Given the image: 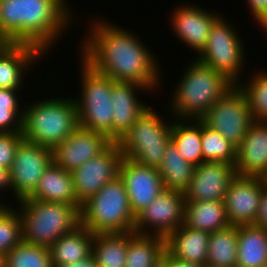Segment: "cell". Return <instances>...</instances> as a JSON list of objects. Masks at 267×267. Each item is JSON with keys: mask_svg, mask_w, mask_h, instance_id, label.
<instances>
[{"mask_svg": "<svg viewBox=\"0 0 267 267\" xmlns=\"http://www.w3.org/2000/svg\"><path fill=\"white\" fill-rule=\"evenodd\" d=\"M52 162L50 148L26 140L19 143L9 170L10 184L17 202L28 198L35 191L44 171Z\"/></svg>", "mask_w": 267, "mask_h": 267, "instance_id": "7c38bea8", "label": "cell"}, {"mask_svg": "<svg viewBox=\"0 0 267 267\" xmlns=\"http://www.w3.org/2000/svg\"><path fill=\"white\" fill-rule=\"evenodd\" d=\"M5 205H6V202H5V203L2 202V201H1V198H0V210H1Z\"/></svg>", "mask_w": 267, "mask_h": 267, "instance_id": "7dc6e473", "label": "cell"}, {"mask_svg": "<svg viewBox=\"0 0 267 267\" xmlns=\"http://www.w3.org/2000/svg\"><path fill=\"white\" fill-rule=\"evenodd\" d=\"M93 240L94 234L83 225L62 235L49 248L53 267H64L91 256Z\"/></svg>", "mask_w": 267, "mask_h": 267, "instance_id": "cb8c5ba5", "label": "cell"}, {"mask_svg": "<svg viewBox=\"0 0 267 267\" xmlns=\"http://www.w3.org/2000/svg\"><path fill=\"white\" fill-rule=\"evenodd\" d=\"M28 198L82 206L76 198L71 172L54 162L44 171L35 191Z\"/></svg>", "mask_w": 267, "mask_h": 267, "instance_id": "603a6c76", "label": "cell"}, {"mask_svg": "<svg viewBox=\"0 0 267 267\" xmlns=\"http://www.w3.org/2000/svg\"><path fill=\"white\" fill-rule=\"evenodd\" d=\"M18 91L20 90L0 88V107L19 109V96L16 95Z\"/></svg>", "mask_w": 267, "mask_h": 267, "instance_id": "f35d334b", "label": "cell"}, {"mask_svg": "<svg viewBox=\"0 0 267 267\" xmlns=\"http://www.w3.org/2000/svg\"><path fill=\"white\" fill-rule=\"evenodd\" d=\"M184 121L175 118L172 123L171 141L186 161L198 166L204 162L201 142L202 122L194 119Z\"/></svg>", "mask_w": 267, "mask_h": 267, "instance_id": "83f0119b", "label": "cell"}, {"mask_svg": "<svg viewBox=\"0 0 267 267\" xmlns=\"http://www.w3.org/2000/svg\"><path fill=\"white\" fill-rule=\"evenodd\" d=\"M81 225L96 233H124L134 231V216L120 176L106 183L80 209Z\"/></svg>", "mask_w": 267, "mask_h": 267, "instance_id": "8992f818", "label": "cell"}, {"mask_svg": "<svg viewBox=\"0 0 267 267\" xmlns=\"http://www.w3.org/2000/svg\"><path fill=\"white\" fill-rule=\"evenodd\" d=\"M197 5L182 4L171 13V28L180 41L194 49L198 55L205 48L210 29L221 16Z\"/></svg>", "mask_w": 267, "mask_h": 267, "instance_id": "ac0fdd59", "label": "cell"}, {"mask_svg": "<svg viewBox=\"0 0 267 267\" xmlns=\"http://www.w3.org/2000/svg\"><path fill=\"white\" fill-rule=\"evenodd\" d=\"M166 252V238L129 232L125 267H153Z\"/></svg>", "mask_w": 267, "mask_h": 267, "instance_id": "4316f807", "label": "cell"}, {"mask_svg": "<svg viewBox=\"0 0 267 267\" xmlns=\"http://www.w3.org/2000/svg\"><path fill=\"white\" fill-rule=\"evenodd\" d=\"M264 177L236 176L225 195L228 222L233 226L254 225L259 210Z\"/></svg>", "mask_w": 267, "mask_h": 267, "instance_id": "5bb4252c", "label": "cell"}, {"mask_svg": "<svg viewBox=\"0 0 267 267\" xmlns=\"http://www.w3.org/2000/svg\"><path fill=\"white\" fill-rule=\"evenodd\" d=\"M169 267H208V266L206 264H196L183 261L169 254Z\"/></svg>", "mask_w": 267, "mask_h": 267, "instance_id": "b9f144b4", "label": "cell"}, {"mask_svg": "<svg viewBox=\"0 0 267 267\" xmlns=\"http://www.w3.org/2000/svg\"><path fill=\"white\" fill-rule=\"evenodd\" d=\"M123 153L113 142L100 155L91 158L71 172L77 201L82 205L106 183L119 176Z\"/></svg>", "mask_w": 267, "mask_h": 267, "instance_id": "4fadbf2b", "label": "cell"}, {"mask_svg": "<svg viewBox=\"0 0 267 267\" xmlns=\"http://www.w3.org/2000/svg\"><path fill=\"white\" fill-rule=\"evenodd\" d=\"M5 267H53L50 250L22 241L5 255Z\"/></svg>", "mask_w": 267, "mask_h": 267, "instance_id": "d6a6232c", "label": "cell"}, {"mask_svg": "<svg viewBox=\"0 0 267 267\" xmlns=\"http://www.w3.org/2000/svg\"><path fill=\"white\" fill-rule=\"evenodd\" d=\"M210 233L182 224L166 238V251L173 257L196 264H206Z\"/></svg>", "mask_w": 267, "mask_h": 267, "instance_id": "7402d4cb", "label": "cell"}, {"mask_svg": "<svg viewBox=\"0 0 267 267\" xmlns=\"http://www.w3.org/2000/svg\"><path fill=\"white\" fill-rule=\"evenodd\" d=\"M28 106L23 108V140L53 150L79 127L77 105L72 98L49 97Z\"/></svg>", "mask_w": 267, "mask_h": 267, "instance_id": "277c9868", "label": "cell"}, {"mask_svg": "<svg viewBox=\"0 0 267 267\" xmlns=\"http://www.w3.org/2000/svg\"><path fill=\"white\" fill-rule=\"evenodd\" d=\"M176 85L170 111L177 119L200 118L235 84L224 74L202 64L196 58Z\"/></svg>", "mask_w": 267, "mask_h": 267, "instance_id": "3957f363", "label": "cell"}, {"mask_svg": "<svg viewBox=\"0 0 267 267\" xmlns=\"http://www.w3.org/2000/svg\"><path fill=\"white\" fill-rule=\"evenodd\" d=\"M113 141L104 133L78 127L53 150V162L72 172L86 161L104 152Z\"/></svg>", "mask_w": 267, "mask_h": 267, "instance_id": "2e32d148", "label": "cell"}, {"mask_svg": "<svg viewBox=\"0 0 267 267\" xmlns=\"http://www.w3.org/2000/svg\"><path fill=\"white\" fill-rule=\"evenodd\" d=\"M129 232L94 234L92 255L98 267H125Z\"/></svg>", "mask_w": 267, "mask_h": 267, "instance_id": "4dcf8cb0", "label": "cell"}, {"mask_svg": "<svg viewBox=\"0 0 267 267\" xmlns=\"http://www.w3.org/2000/svg\"><path fill=\"white\" fill-rule=\"evenodd\" d=\"M237 247V226L229 225L210 233L206 265L208 267H236Z\"/></svg>", "mask_w": 267, "mask_h": 267, "instance_id": "f546056e", "label": "cell"}, {"mask_svg": "<svg viewBox=\"0 0 267 267\" xmlns=\"http://www.w3.org/2000/svg\"><path fill=\"white\" fill-rule=\"evenodd\" d=\"M43 55L44 53L33 45L26 43L10 44L4 51L0 52V88L14 90L23 88L22 83L26 71L31 69L32 64L34 66L37 62H40L38 60H43Z\"/></svg>", "mask_w": 267, "mask_h": 267, "instance_id": "44dd1931", "label": "cell"}, {"mask_svg": "<svg viewBox=\"0 0 267 267\" xmlns=\"http://www.w3.org/2000/svg\"><path fill=\"white\" fill-rule=\"evenodd\" d=\"M90 23L93 26L80 44V56L87 64L114 82L137 83L149 91L159 88L158 58L137 35L102 18Z\"/></svg>", "mask_w": 267, "mask_h": 267, "instance_id": "6da1fadb", "label": "cell"}, {"mask_svg": "<svg viewBox=\"0 0 267 267\" xmlns=\"http://www.w3.org/2000/svg\"><path fill=\"white\" fill-rule=\"evenodd\" d=\"M184 224L212 233L228 227L224 201H185Z\"/></svg>", "mask_w": 267, "mask_h": 267, "instance_id": "d4e9b609", "label": "cell"}, {"mask_svg": "<svg viewBox=\"0 0 267 267\" xmlns=\"http://www.w3.org/2000/svg\"><path fill=\"white\" fill-rule=\"evenodd\" d=\"M152 106L117 141L123 157L139 165L159 168L171 141L172 123L163 120Z\"/></svg>", "mask_w": 267, "mask_h": 267, "instance_id": "52a82bcc", "label": "cell"}, {"mask_svg": "<svg viewBox=\"0 0 267 267\" xmlns=\"http://www.w3.org/2000/svg\"><path fill=\"white\" fill-rule=\"evenodd\" d=\"M184 213V194L180 191L164 189L136 216L134 232L167 238L184 224Z\"/></svg>", "mask_w": 267, "mask_h": 267, "instance_id": "8fae6325", "label": "cell"}, {"mask_svg": "<svg viewBox=\"0 0 267 267\" xmlns=\"http://www.w3.org/2000/svg\"><path fill=\"white\" fill-rule=\"evenodd\" d=\"M250 14H253L255 21L261 25L267 33V0H247Z\"/></svg>", "mask_w": 267, "mask_h": 267, "instance_id": "74e56055", "label": "cell"}, {"mask_svg": "<svg viewBox=\"0 0 267 267\" xmlns=\"http://www.w3.org/2000/svg\"><path fill=\"white\" fill-rule=\"evenodd\" d=\"M202 154L204 162H226L235 164L236 148L219 132L202 123Z\"/></svg>", "mask_w": 267, "mask_h": 267, "instance_id": "836d02e7", "label": "cell"}, {"mask_svg": "<svg viewBox=\"0 0 267 267\" xmlns=\"http://www.w3.org/2000/svg\"><path fill=\"white\" fill-rule=\"evenodd\" d=\"M236 267H267V230L256 225L238 226Z\"/></svg>", "mask_w": 267, "mask_h": 267, "instance_id": "484cf974", "label": "cell"}, {"mask_svg": "<svg viewBox=\"0 0 267 267\" xmlns=\"http://www.w3.org/2000/svg\"><path fill=\"white\" fill-rule=\"evenodd\" d=\"M2 190H12L9 170L4 167H0V193L4 192Z\"/></svg>", "mask_w": 267, "mask_h": 267, "instance_id": "60d3db41", "label": "cell"}, {"mask_svg": "<svg viewBox=\"0 0 267 267\" xmlns=\"http://www.w3.org/2000/svg\"><path fill=\"white\" fill-rule=\"evenodd\" d=\"M222 15L210 29L205 48L195 57L202 64L221 72L234 84H238L246 61L245 47L237 30ZM245 58V59H244ZM244 63V64H243Z\"/></svg>", "mask_w": 267, "mask_h": 267, "instance_id": "9c48e42d", "label": "cell"}, {"mask_svg": "<svg viewBox=\"0 0 267 267\" xmlns=\"http://www.w3.org/2000/svg\"><path fill=\"white\" fill-rule=\"evenodd\" d=\"M251 76L246 83L242 80L237 85L248 100L253 119L267 121V71L253 72Z\"/></svg>", "mask_w": 267, "mask_h": 267, "instance_id": "1f68e13d", "label": "cell"}, {"mask_svg": "<svg viewBox=\"0 0 267 267\" xmlns=\"http://www.w3.org/2000/svg\"><path fill=\"white\" fill-rule=\"evenodd\" d=\"M81 64V97L74 98L79 127L104 133L113 141V106L110 95L115 82L94 70L83 59L80 60Z\"/></svg>", "mask_w": 267, "mask_h": 267, "instance_id": "ba28073f", "label": "cell"}, {"mask_svg": "<svg viewBox=\"0 0 267 267\" xmlns=\"http://www.w3.org/2000/svg\"><path fill=\"white\" fill-rule=\"evenodd\" d=\"M0 267H5V256L0 254Z\"/></svg>", "mask_w": 267, "mask_h": 267, "instance_id": "bcb514c9", "label": "cell"}, {"mask_svg": "<svg viewBox=\"0 0 267 267\" xmlns=\"http://www.w3.org/2000/svg\"><path fill=\"white\" fill-rule=\"evenodd\" d=\"M208 128L219 132L236 149L255 121L244 92L235 84L201 118Z\"/></svg>", "mask_w": 267, "mask_h": 267, "instance_id": "30bf717a", "label": "cell"}, {"mask_svg": "<svg viewBox=\"0 0 267 267\" xmlns=\"http://www.w3.org/2000/svg\"><path fill=\"white\" fill-rule=\"evenodd\" d=\"M153 267H169V253L166 251L164 256L160 258Z\"/></svg>", "mask_w": 267, "mask_h": 267, "instance_id": "f6af8a7d", "label": "cell"}, {"mask_svg": "<svg viewBox=\"0 0 267 267\" xmlns=\"http://www.w3.org/2000/svg\"><path fill=\"white\" fill-rule=\"evenodd\" d=\"M64 267H98V266L96 263V259L94 258L93 255H91L82 261H78Z\"/></svg>", "mask_w": 267, "mask_h": 267, "instance_id": "7bdbcfd3", "label": "cell"}, {"mask_svg": "<svg viewBox=\"0 0 267 267\" xmlns=\"http://www.w3.org/2000/svg\"><path fill=\"white\" fill-rule=\"evenodd\" d=\"M66 0L0 1V29L12 43H26L48 55L73 16ZM72 20V21H71Z\"/></svg>", "mask_w": 267, "mask_h": 267, "instance_id": "7a4b0ae2", "label": "cell"}, {"mask_svg": "<svg viewBox=\"0 0 267 267\" xmlns=\"http://www.w3.org/2000/svg\"><path fill=\"white\" fill-rule=\"evenodd\" d=\"M254 225L267 230V182L263 186L259 210Z\"/></svg>", "mask_w": 267, "mask_h": 267, "instance_id": "ab89813d", "label": "cell"}, {"mask_svg": "<svg viewBox=\"0 0 267 267\" xmlns=\"http://www.w3.org/2000/svg\"><path fill=\"white\" fill-rule=\"evenodd\" d=\"M14 208L7 203L0 210V254L4 256L23 241L20 214Z\"/></svg>", "mask_w": 267, "mask_h": 267, "instance_id": "e575fe53", "label": "cell"}, {"mask_svg": "<svg viewBox=\"0 0 267 267\" xmlns=\"http://www.w3.org/2000/svg\"><path fill=\"white\" fill-rule=\"evenodd\" d=\"M0 107V133H22L23 109Z\"/></svg>", "mask_w": 267, "mask_h": 267, "instance_id": "8d00e7d4", "label": "cell"}, {"mask_svg": "<svg viewBox=\"0 0 267 267\" xmlns=\"http://www.w3.org/2000/svg\"><path fill=\"white\" fill-rule=\"evenodd\" d=\"M22 133H0V167L11 169Z\"/></svg>", "mask_w": 267, "mask_h": 267, "instance_id": "d590c367", "label": "cell"}, {"mask_svg": "<svg viewBox=\"0 0 267 267\" xmlns=\"http://www.w3.org/2000/svg\"><path fill=\"white\" fill-rule=\"evenodd\" d=\"M158 169L165 189L183 193L192 180L195 166L186 161L175 144L170 141Z\"/></svg>", "mask_w": 267, "mask_h": 267, "instance_id": "f1b7e54d", "label": "cell"}, {"mask_svg": "<svg viewBox=\"0 0 267 267\" xmlns=\"http://www.w3.org/2000/svg\"><path fill=\"white\" fill-rule=\"evenodd\" d=\"M236 176L233 164L203 162L195 166L192 180L183 192L185 201H224L230 182Z\"/></svg>", "mask_w": 267, "mask_h": 267, "instance_id": "e0dca14e", "label": "cell"}, {"mask_svg": "<svg viewBox=\"0 0 267 267\" xmlns=\"http://www.w3.org/2000/svg\"><path fill=\"white\" fill-rule=\"evenodd\" d=\"M18 202L23 242L50 248L81 225L79 205L30 198Z\"/></svg>", "mask_w": 267, "mask_h": 267, "instance_id": "5b68a950", "label": "cell"}, {"mask_svg": "<svg viewBox=\"0 0 267 267\" xmlns=\"http://www.w3.org/2000/svg\"><path fill=\"white\" fill-rule=\"evenodd\" d=\"M138 90L149 92V89L133 82H115L112 85L110 98L113 106V142H117L136 119L149 108L142 99L139 100Z\"/></svg>", "mask_w": 267, "mask_h": 267, "instance_id": "ffe728a7", "label": "cell"}, {"mask_svg": "<svg viewBox=\"0 0 267 267\" xmlns=\"http://www.w3.org/2000/svg\"><path fill=\"white\" fill-rule=\"evenodd\" d=\"M119 176L124 182L135 217L165 189L159 169L139 165L124 157L120 163Z\"/></svg>", "mask_w": 267, "mask_h": 267, "instance_id": "9a60e30c", "label": "cell"}, {"mask_svg": "<svg viewBox=\"0 0 267 267\" xmlns=\"http://www.w3.org/2000/svg\"><path fill=\"white\" fill-rule=\"evenodd\" d=\"M238 176L267 178V121L255 120L249 127L235 161Z\"/></svg>", "mask_w": 267, "mask_h": 267, "instance_id": "d6986e66", "label": "cell"}, {"mask_svg": "<svg viewBox=\"0 0 267 267\" xmlns=\"http://www.w3.org/2000/svg\"><path fill=\"white\" fill-rule=\"evenodd\" d=\"M12 42L0 29V52L4 51Z\"/></svg>", "mask_w": 267, "mask_h": 267, "instance_id": "ee69618b", "label": "cell"}]
</instances>
